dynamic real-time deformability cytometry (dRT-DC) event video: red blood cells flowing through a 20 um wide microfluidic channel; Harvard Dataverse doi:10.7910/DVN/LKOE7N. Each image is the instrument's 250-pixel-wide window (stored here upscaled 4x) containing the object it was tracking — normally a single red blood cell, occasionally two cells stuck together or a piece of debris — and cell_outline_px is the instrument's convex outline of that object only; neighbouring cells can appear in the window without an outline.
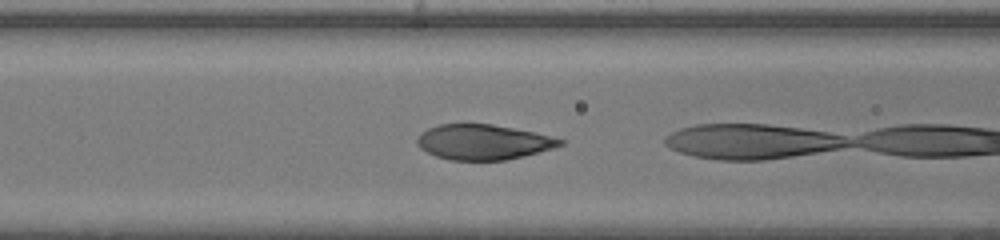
{"species": "human", "species_latin": "Homo sapiens", "temperature_condition": "warm", "stored_images_in_passage": 17, "camera_frame_rate_fps": 3000, "um_per_image_px": 0.085, "donor": {"sex": "female"}, "frame": {"image": 1, "passage_image": 16, "time_ms": 5.0, "image_size_px": [1000, 240], "cell_outline_px": [[564, 144], [552, 148], [504, 160], [452, 160], [436, 156], [420, 148], [416, 144], [416, 140], [420, 132], [436, 124], [492, 124], [552, 136], [564, 140]], "centroid_in_image_um": [41.01, 12.06], "position_along_channel_um": 125.6, "area_um2": 29.02}}